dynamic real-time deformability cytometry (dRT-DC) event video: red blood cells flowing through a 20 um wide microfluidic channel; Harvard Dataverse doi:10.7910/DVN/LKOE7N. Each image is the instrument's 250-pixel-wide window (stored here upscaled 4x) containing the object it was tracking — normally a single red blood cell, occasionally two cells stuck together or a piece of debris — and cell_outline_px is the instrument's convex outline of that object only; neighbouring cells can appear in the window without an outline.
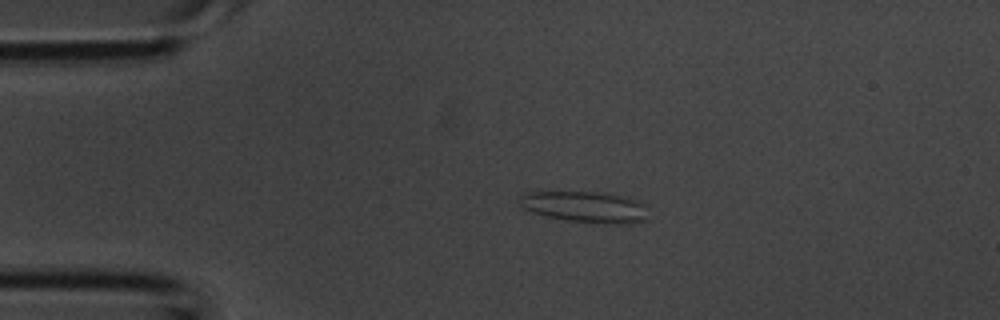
{"species": "common noctule bat (a hibernating species)", "species_latin": "Nyctalus noctula", "temperature_condition": "room temperature", "stored_images_in_passage": 5, "camera_frame_rate_fps": 3000, "um_per_image_px": 0.085, "animal": {"sex": "male", "body_mass_g": 20.1, "forearm_length_mm": 53.5}, "frame": {"image": 1, "passage_image": 3, "time_ms": 0.667, "image_size_px": [1000, 320], "cell_outline_px": [[648, 220], [632, 224], [608, 224], [568, 220], [548, 216], [532, 212], [524, 208], [520, 204], [520, 196], [524, 192], [604, 192], [628, 196], [640, 200], [648, 204]], "centroid_in_image_um": [49.89, 17.58], "position_along_channel_um": 35.1, "area_um2": 23.93}}
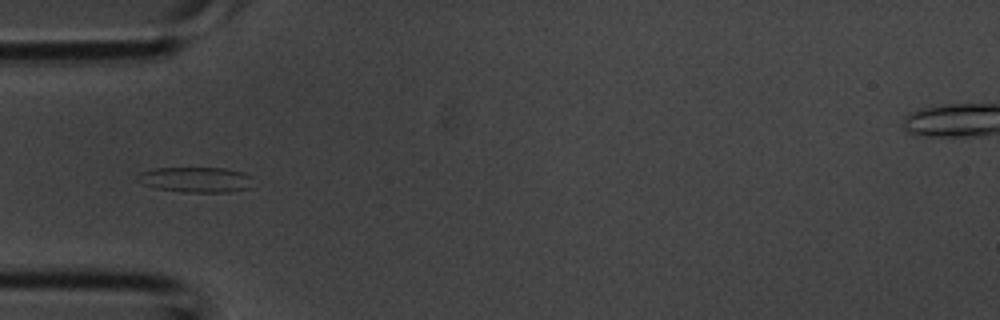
{"frame": {"image": 2, "passage_image": 4, "time_ms": 1.0, "image_size_px": [1000, 320], "cell_outline_px": [[252, 188], [228, 192], [184, 192], [156, 188], [144, 184], [136, 180], [136, 176], [140, 172], [152, 168], [224, 168], [244, 172], [252, 176]], "centroid_in_image_um": [16.67, 15.27], "position_along_channel_um": 68.3, "area_um2": 17.28}}
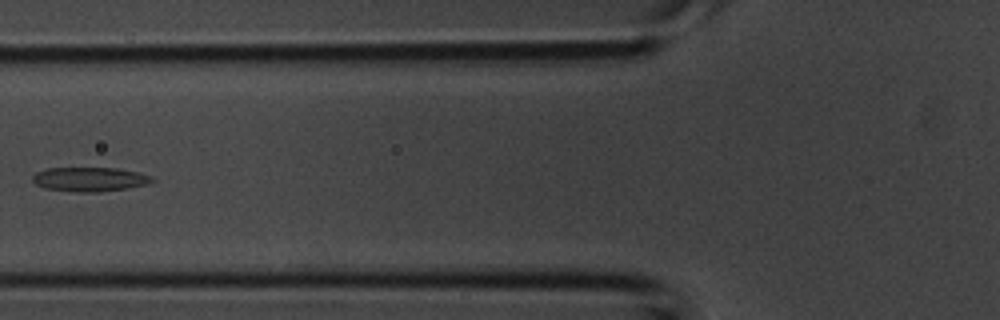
{"frame": {"image": 3, "passage_image": 5, "time_ms": 1.333, "image_size_px": [1000, 320], "cell_outline_px": [[156, 180], [148, 184], [128, 188], [100, 192], [76, 192], [44, 188], [36, 184], [32, 180], [32, 176], [36, 172], [48, 168], [116, 168], [136, 172], [152, 176]], "centroid_in_image_um": [7.63, 15.24], "position_along_channel_um": 118.2, "area_um2": 16.94}}